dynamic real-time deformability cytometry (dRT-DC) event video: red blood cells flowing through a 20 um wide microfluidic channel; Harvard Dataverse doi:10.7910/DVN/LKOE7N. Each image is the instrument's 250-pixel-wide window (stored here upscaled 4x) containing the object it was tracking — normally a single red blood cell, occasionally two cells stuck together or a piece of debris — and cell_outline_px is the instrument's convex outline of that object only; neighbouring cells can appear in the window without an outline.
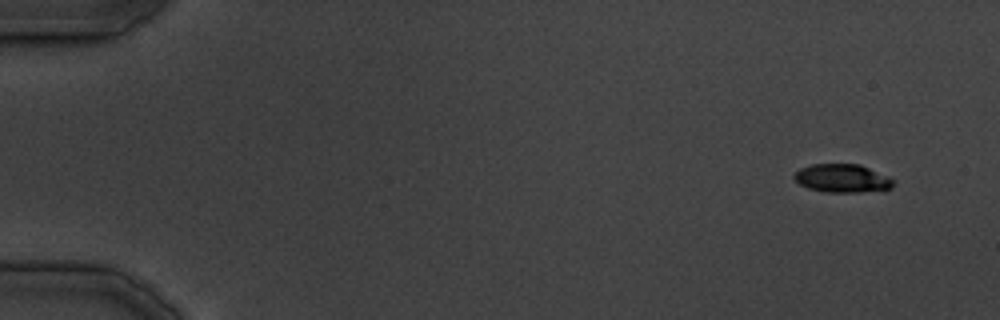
{"species": "common noctule bat (a hibernating species)", "species_latin": "Nyctalus noctula", "temperature_condition": "cold", "stored_images_in_passage": 35, "camera_frame_rate_fps": 3000, "um_per_image_px": 0.085, "animal": {"sex": "male", "body_mass_g": 19.5, "forearm_length_mm": 54.6}, "frame": {"image": 1, "passage_image": 1, "time_ms": 0.0, "image_size_px": [1000, 320], "cell_outline_px": [[896, 180], [892, 188], [860, 192], [828, 192], [808, 188], [800, 184], [792, 176], [800, 168], [812, 164], [860, 164], [888, 176]], "centroid_in_image_um": [71.61, 15.15], "position_along_channel_um": 13.4, "area_um2": 16.36}}
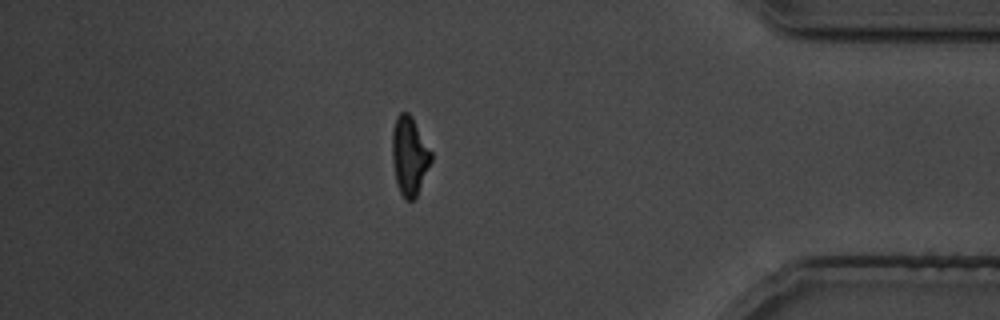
{"frame": {"image": 2, "passage_image": 31, "time_ms": 37.333, "image_size_px": [1000, 320], "cell_outline_px": [[432, 160], [416, 196], [412, 200], [404, 200], [396, 184], [392, 160], [392, 132], [396, 116], [400, 112], [408, 112], [412, 116], [432, 152]], "centroid_in_image_um": [34.79, 13.23], "position_along_channel_um": 400.4, "area_um2": 17.92}}